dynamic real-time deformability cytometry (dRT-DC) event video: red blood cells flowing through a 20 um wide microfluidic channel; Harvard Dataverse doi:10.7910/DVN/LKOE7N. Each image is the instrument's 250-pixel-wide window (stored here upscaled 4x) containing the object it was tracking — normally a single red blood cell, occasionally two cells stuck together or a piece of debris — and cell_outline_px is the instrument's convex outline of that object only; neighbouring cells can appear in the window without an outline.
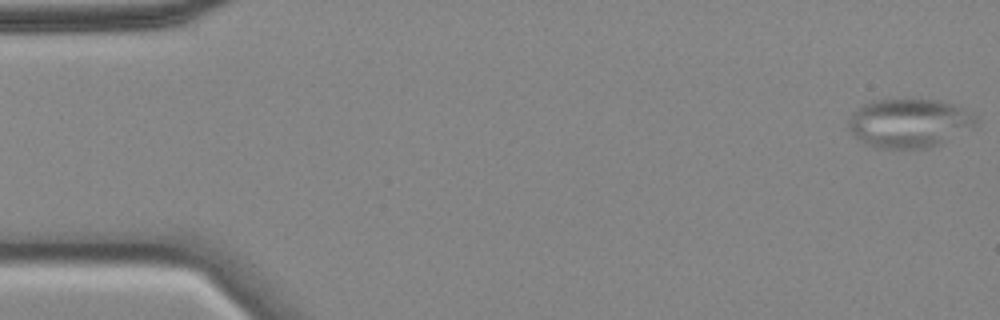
{"species": "common noctule bat (a hibernating species)", "species_latin": "Nyctalus noctula", "temperature_condition": "cold", "stored_images_in_passage": 56, "camera_frame_rate_fps": 3000, "um_per_image_px": 0.085, "animal": {"sex": "female", "body_mass_g": 18.4}, "frame": {"image": 1, "passage_image": 1, "time_ms": 0.0, "image_size_px": [1000, 320], "cell_outline_px": [[976, 120], [972, 124], [940, 144], [928, 148], [876, 148], [864, 144], [848, 128], [848, 120], [852, 112], [864, 104], [872, 100], [912, 96], [940, 100], [964, 108], [972, 112]], "centroid_in_image_um": [77.19, 10.4], "position_along_channel_um": 7.8, "area_um2": 36.65}}
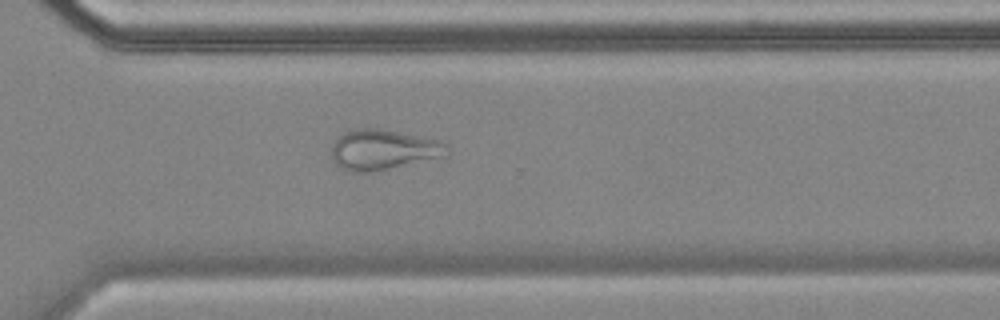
{"frame": {"image": 2, "passage_image": 40, "time_ms": 13.0, "image_size_px": [1000, 320], "cell_outline_px": [[448, 156], [368, 172], [356, 172], [344, 168], [336, 164], [332, 160], [332, 144], [340, 136], [356, 128], [380, 128], [440, 140], [448, 144]], "centroid_in_image_um": [32.62, 12.71], "position_along_channel_um": 338.0, "area_um2": 26.88}}
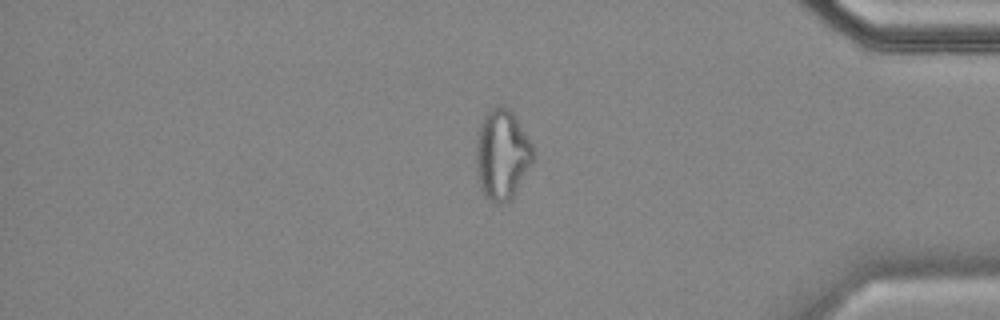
{"frame": {"image": 3, "passage_image": 47, "time_ms": 15.333, "image_size_px": [1000, 320], "cell_outline_px": [[536, 156], [532, 164], [512, 200], [504, 204], [500, 204], [484, 196], [480, 188], [476, 176], [476, 140], [480, 124], [484, 116], [492, 108], [500, 104], [508, 108], [512, 112], [532, 144]], "centroid_in_image_um": [42.68, 13.18], "position_along_channel_um": 392.5, "area_um2": 30.4}}